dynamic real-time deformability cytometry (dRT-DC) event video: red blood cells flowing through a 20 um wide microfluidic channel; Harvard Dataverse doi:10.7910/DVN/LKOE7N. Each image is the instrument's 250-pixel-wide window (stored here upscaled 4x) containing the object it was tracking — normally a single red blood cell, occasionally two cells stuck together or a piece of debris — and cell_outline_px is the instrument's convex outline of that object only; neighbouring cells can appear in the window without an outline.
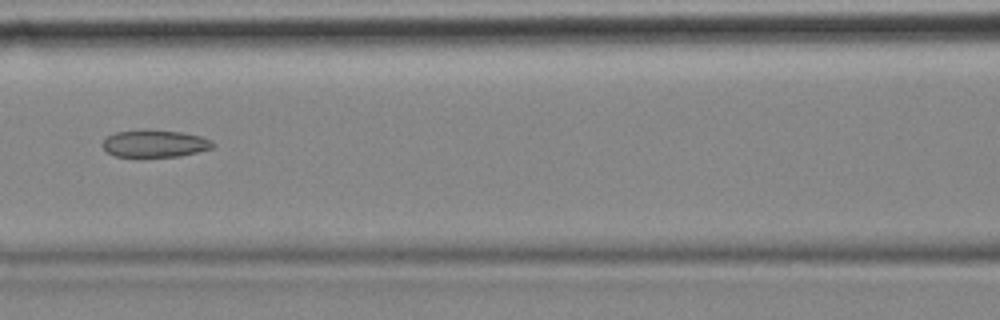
{"species": "common noctule bat (a hibernating species)", "species_latin": "Nyctalus noctula", "temperature_condition": "cold", "stored_images_in_passage": 5, "camera_frame_rate_fps": 3000, "um_per_image_px": 0.085, "animal": {"sex": "female", "body_mass_g": 18.4}, "frame": {"image": 1, "passage_image": 4, "time_ms": 1.0, "image_size_px": [1000, 320], "cell_outline_px": [[216, 144], [212, 148], [180, 156], [116, 156], [108, 152], [104, 148], [104, 140], [108, 136], [116, 132], [140, 128], [180, 132], [200, 136], [212, 140]], "centroid_in_image_um": [13.18, 12.18], "position_along_channel_um": 153.4, "area_um2": 17.46}}
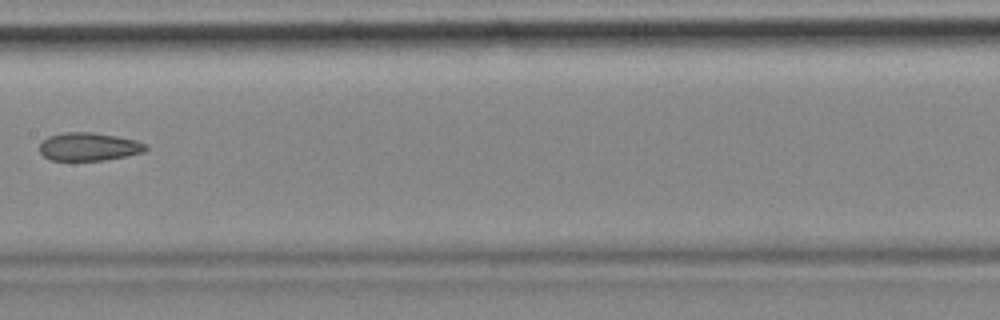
{"frame": {"image": 2, "passage_image": 5, "time_ms": 1.333, "image_size_px": [1000, 320], "cell_outline_px": [[148, 148], [144, 152], [104, 160], [52, 160], [44, 156], [40, 152], [40, 144], [48, 136], [64, 132], [92, 132], [116, 136], [136, 140], [148, 144]], "centroid_in_image_um": [7.57, 12.46], "position_along_channel_um": 199.8, "area_um2": 17.34}}